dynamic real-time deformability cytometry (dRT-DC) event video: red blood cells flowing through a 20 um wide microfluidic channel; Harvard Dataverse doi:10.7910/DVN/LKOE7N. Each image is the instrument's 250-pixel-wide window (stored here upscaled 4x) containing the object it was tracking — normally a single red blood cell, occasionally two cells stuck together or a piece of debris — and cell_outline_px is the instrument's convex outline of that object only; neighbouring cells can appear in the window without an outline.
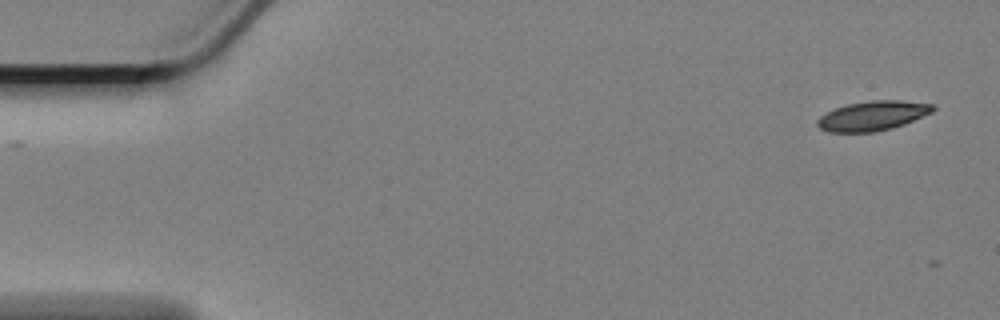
{"species": "Egyptian fruit bat (a non-hibernating species)", "species_latin": "Rousettus aegyptiacus", "temperature_condition": "cold", "stored_images_in_passage": 2, "camera_frame_rate_fps": 3000, "um_per_image_px": 0.085, "animal": {"sex": "female"}, "frame": {"image": 1, "passage_image": 1, "time_ms": 0.0, "image_size_px": [1000, 320], "cell_outline_px": [[936, 108], [932, 112], [904, 124], [892, 128], [872, 132], [828, 132], [820, 128], [816, 124], [816, 120], [820, 116], [836, 108], [848, 104], [872, 100], [900, 100], [932, 104]], "centroid_in_image_um": [74.17, 9.84], "position_along_channel_um": 10.8, "area_um2": 19.77}}